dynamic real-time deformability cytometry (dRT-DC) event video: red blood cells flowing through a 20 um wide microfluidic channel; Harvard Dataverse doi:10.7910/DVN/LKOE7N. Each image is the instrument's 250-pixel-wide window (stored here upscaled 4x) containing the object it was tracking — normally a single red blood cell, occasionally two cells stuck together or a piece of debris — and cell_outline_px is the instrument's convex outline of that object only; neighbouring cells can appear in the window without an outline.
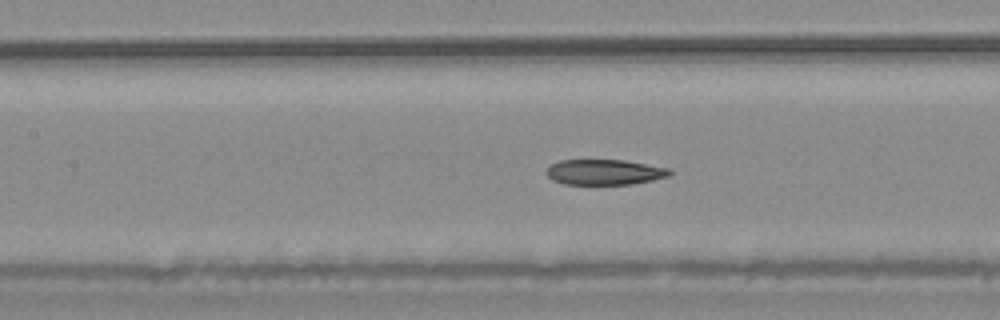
{"species": "common noctule bat (a hibernating species)", "species_latin": "Nyctalus noctula", "temperature_condition": "warm", "stored_images_in_passage": 55, "camera_frame_rate_fps": 3000, "um_per_image_px": 0.085, "animal": {"sex": "male", "body_mass_g": 20.4}, "frame": {"image": 1, "passage_image": 24, "time_ms": 7.667, "image_size_px": [1000, 320], "cell_outline_px": [[672, 176], [632, 184], [564, 184], [552, 180], [544, 172], [552, 164], [560, 160], [624, 160], [668, 168], [672, 172]], "centroid_in_image_um": [51.39, 14.63], "position_along_channel_um": 156.0, "area_um2": 18.26}, "authors_computed_cell_mechanics": {"area_um2": 20.4612, "velocity_mm_per_s": 3.7459, "shape_relaxation_time_tau1_ms": null, "shape_relaxation_time_tau2_ms": 4.1067, "deformation_change_tau1": null, "deformation_change_tau2": 0.1068}}